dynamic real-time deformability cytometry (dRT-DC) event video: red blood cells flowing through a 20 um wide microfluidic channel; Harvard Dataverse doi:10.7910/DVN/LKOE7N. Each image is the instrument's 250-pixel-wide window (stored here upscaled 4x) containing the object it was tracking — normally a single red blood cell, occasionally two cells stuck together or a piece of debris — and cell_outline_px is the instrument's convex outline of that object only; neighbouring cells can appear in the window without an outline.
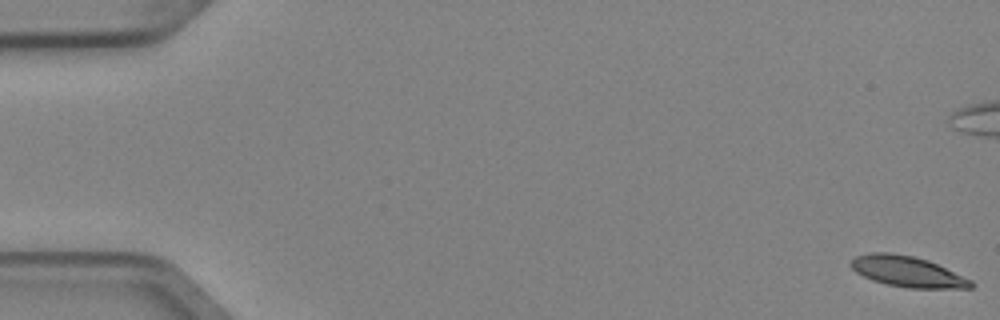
{"species": "Egyptian fruit bat (a non-hibernating species)", "species_latin": "Rousettus aegyptiacus", "temperature_condition": "cold", "stored_images_in_passage": 6, "camera_frame_rate_fps": 3000, "um_per_image_px": 0.085, "animal": {"sex": "female"}, "frame": {"image": 1, "passage_image": 1, "time_ms": 0.0, "image_size_px": [1000, 320], "cell_outline_px": [[976, 284], [972, 288], [908, 288], [884, 284], [872, 280], [856, 272], [848, 264], [856, 256], [868, 252], [888, 252], [912, 256], [928, 260], [972, 280]], "centroid_in_image_um": [77.12, 23.08], "position_along_channel_um": 7.9, "area_um2": 21.56}}